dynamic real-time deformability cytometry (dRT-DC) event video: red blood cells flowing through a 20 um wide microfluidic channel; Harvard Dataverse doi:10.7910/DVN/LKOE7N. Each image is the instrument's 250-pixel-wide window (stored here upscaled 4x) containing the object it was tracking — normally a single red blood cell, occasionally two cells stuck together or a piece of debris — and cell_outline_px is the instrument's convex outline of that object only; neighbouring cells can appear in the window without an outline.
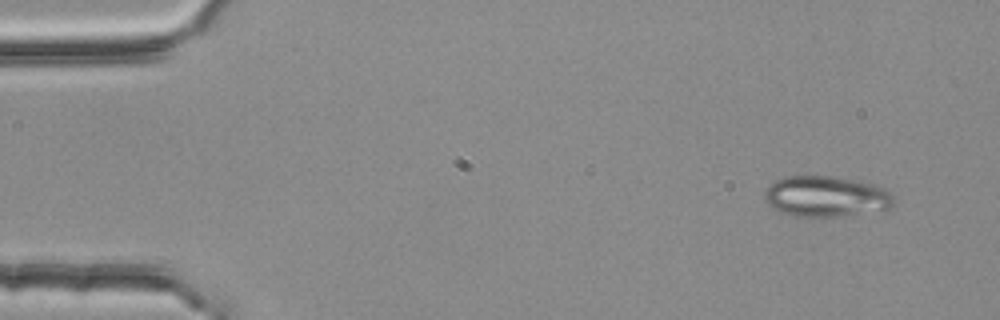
{"species": "common noctule bat (a hibernating species)", "species_latin": "Nyctalus noctula", "temperature_condition": "room temperature", "stored_images_in_passage": 4, "camera_frame_rate_fps": 3000, "um_per_image_px": 0.085, "animal": {"sex": "female", "body_mass_g": 25.1}, "frame": {"image": 1, "passage_image": 1, "time_ms": 0.0, "image_size_px": [1000, 320], "cell_outline_px": [[896, 196], [892, 208], [840, 216], [796, 216], [780, 212], [768, 204], [764, 200], [764, 192], [776, 180], [788, 176], [832, 176], [872, 184], [884, 188]], "centroid_in_image_um": [70.23, 16.7], "position_along_channel_um": 14.8, "area_um2": 30.46}}
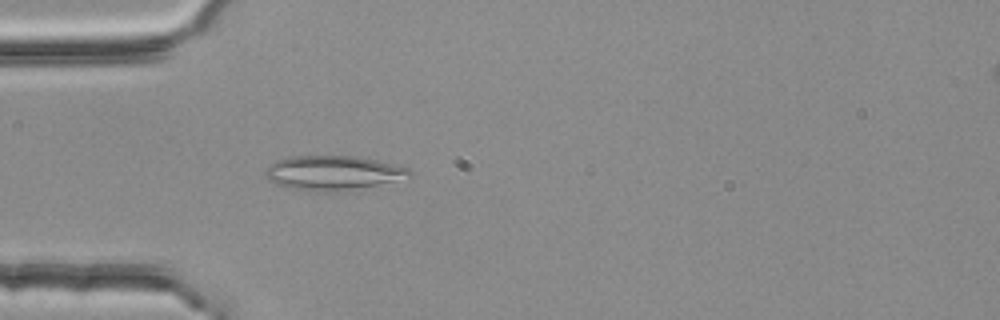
{"frame": {"image": 2, "passage_image": 4, "time_ms": 1.0, "image_size_px": [1000, 320], "cell_outline_px": [[412, 176], [408, 180], [328, 192], [320, 192], [292, 188], [276, 184], [268, 180], [264, 172], [276, 160], [292, 156], [360, 156], [408, 168], [412, 172]], "centroid_in_image_um": [28.37, 14.69], "position_along_channel_um": 56.6, "area_um2": 28.9}}